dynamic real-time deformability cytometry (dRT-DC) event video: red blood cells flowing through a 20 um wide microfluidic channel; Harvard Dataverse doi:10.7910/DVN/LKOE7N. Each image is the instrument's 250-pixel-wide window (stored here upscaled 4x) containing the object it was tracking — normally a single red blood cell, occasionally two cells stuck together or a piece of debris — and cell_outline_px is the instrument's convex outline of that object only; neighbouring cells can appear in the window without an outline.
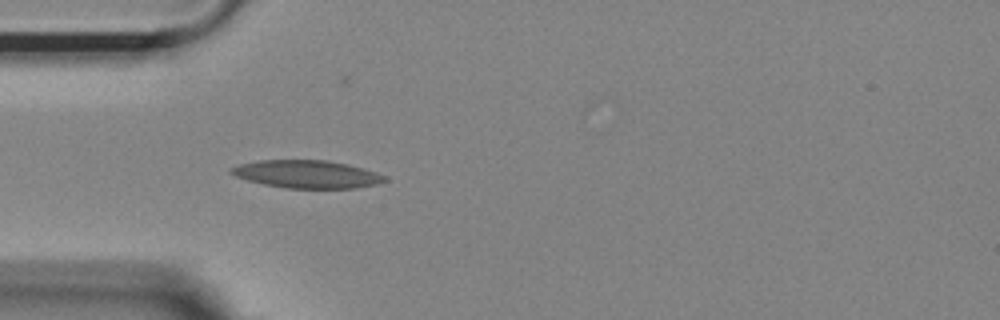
{"species": "Egyptian fruit bat (a non-hibernating species)", "species_latin": "Rousettus aegyptiacus", "temperature_condition": "room temperature", "stored_images_in_passage": 15, "camera_frame_rate_fps": 3000, "um_per_image_px": 0.085, "animal": {"sex": "female"}, "frame": {"image": 1, "passage_image": 5, "time_ms": 1.333, "image_size_px": [1000, 320], "cell_outline_px": [[388, 180], [376, 184], [352, 188], [288, 188], [264, 184], [248, 180], [236, 176], [228, 172], [228, 168], [240, 164], [260, 160], [324, 160], [344, 164], [376, 172], [384, 176]], "centroid_in_image_um": [26.03, 14.8], "position_along_channel_um": 59.0, "area_um2": 24.51}}
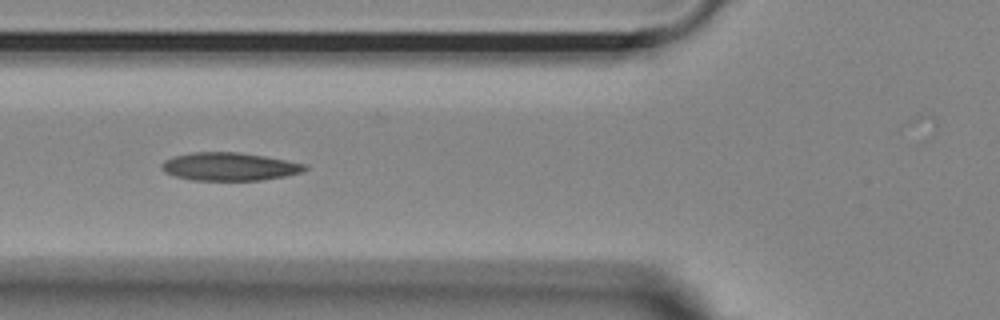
{"frame": {"image": 2, "passage_image": 9, "time_ms": 2.667, "image_size_px": [1000, 320], "cell_outline_px": [[308, 168], [300, 172], [284, 176], [260, 180], [192, 180], [176, 176], [164, 172], [160, 168], [160, 164], [164, 160], [172, 156], [192, 152], [236, 152], [264, 156], [304, 164]], "centroid_in_image_um": [19.41, 14.15], "position_along_channel_um": 106.4, "area_um2": 23.24}}